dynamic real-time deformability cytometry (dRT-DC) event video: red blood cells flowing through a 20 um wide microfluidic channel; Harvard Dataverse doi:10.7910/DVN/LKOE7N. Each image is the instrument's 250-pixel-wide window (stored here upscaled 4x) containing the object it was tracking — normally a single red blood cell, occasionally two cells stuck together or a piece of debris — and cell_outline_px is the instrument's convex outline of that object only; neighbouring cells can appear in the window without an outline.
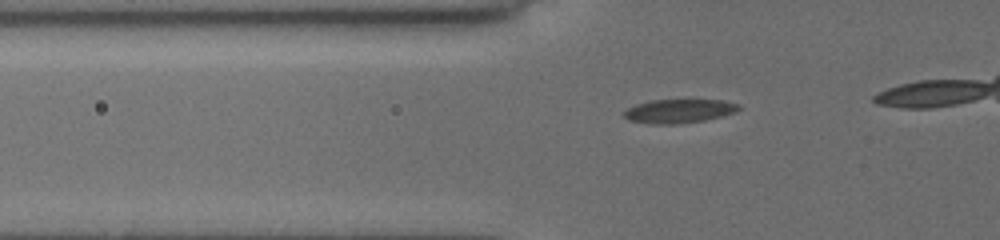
{"species": "common noctule bat (a hibernating species)", "species_latin": "Nyctalus noctula", "temperature_condition": "cold", "stored_images_in_passage": 36, "camera_frame_rate_fps": 3000, "um_per_image_px": 0.085, "animal": {"sex": "female", "body_mass_g": 19.5, "forearm_length_mm": 54.1}, "frame": {"image": 1, "passage_image": 14, "time_ms": 4.333, "image_size_px": [1000, 240], "cell_outline_px": [[740, 108], [732, 112], [720, 116], [704, 120], [672, 124], [656, 124], [628, 120], [624, 116], [624, 112], [628, 108], [636, 104], [652, 100], [720, 100], [736, 104]], "centroid_in_image_um": [57.64, 9.44], "position_along_channel_um": 68.2, "area_um2": 15.43}}
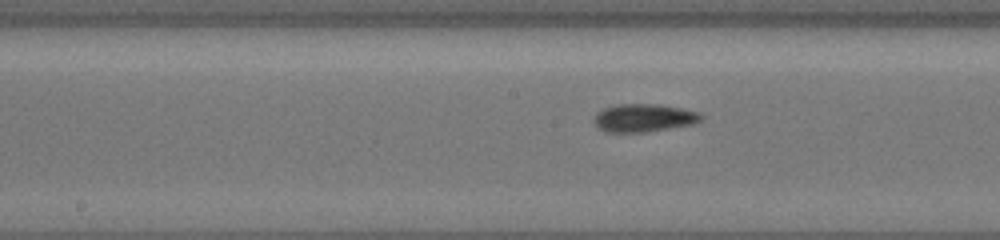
{"frame": {"image": 2, "passage_image": 24, "time_ms": 7.667, "image_size_px": [1000, 240], "cell_outline_px": [[700, 120], [688, 124], [644, 132], [608, 132], [600, 128], [596, 124], [596, 116], [604, 108], [616, 104], [660, 104], [700, 112]], "centroid_in_image_um": [54.71, 10.0], "position_along_channel_um": 193.5, "area_um2": 16.82}}
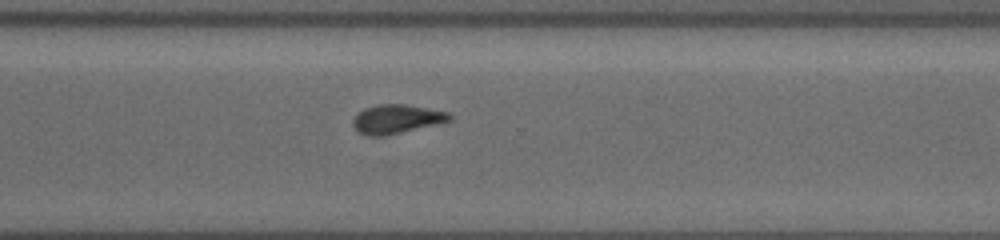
{"frame": {"image": 3, "passage_image": 35, "time_ms": 11.333, "image_size_px": [1000, 240], "cell_outline_px": [[452, 120], [396, 132], [376, 136], [360, 132], [352, 124], [352, 120], [364, 108], [376, 104], [404, 104], [448, 112], [452, 116]], "centroid_in_image_um": [33.69, 10.07], "position_along_channel_um": 336.9, "area_um2": 15.49}}